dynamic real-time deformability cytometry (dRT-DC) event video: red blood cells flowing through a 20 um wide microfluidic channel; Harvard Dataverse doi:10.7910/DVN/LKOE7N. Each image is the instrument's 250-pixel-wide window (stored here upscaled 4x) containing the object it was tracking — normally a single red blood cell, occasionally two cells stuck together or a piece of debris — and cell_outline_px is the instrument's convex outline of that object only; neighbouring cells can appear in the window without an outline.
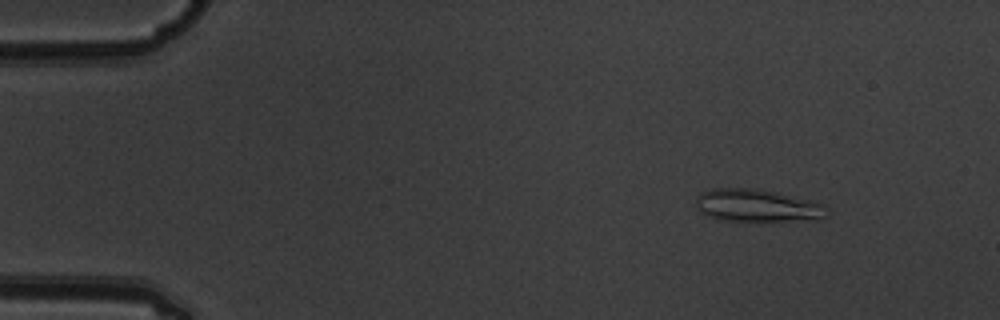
{"species": "common noctule bat (a hibernating species)", "species_latin": "Nyctalus noctula", "temperature_condition": "warm", "stored_images_in_passage": 5, "camera_frame_rate_fps": 3000, "um_per_image_px": 0.085, "animal": {"sex": "male", "body_mass_g": 19.5, "forearm_length_mm": 54.6}, "frame": {"image": 1, "passage_image": 3, "time_ms": 0.667, "image_size_px": [1000, 320], "cell_outline_px": [[828, 212], [820, 220], [724, 220], [700, 212], [696, 208], [696, 196], [700, 192], [712, 188], [748, 188], [776, 192], [824, 204], [828, 208]], "centroid_in_image_um": [64.35, 17.46], "position_along_channel_um": 20.6, "area_um2": 24.57}}